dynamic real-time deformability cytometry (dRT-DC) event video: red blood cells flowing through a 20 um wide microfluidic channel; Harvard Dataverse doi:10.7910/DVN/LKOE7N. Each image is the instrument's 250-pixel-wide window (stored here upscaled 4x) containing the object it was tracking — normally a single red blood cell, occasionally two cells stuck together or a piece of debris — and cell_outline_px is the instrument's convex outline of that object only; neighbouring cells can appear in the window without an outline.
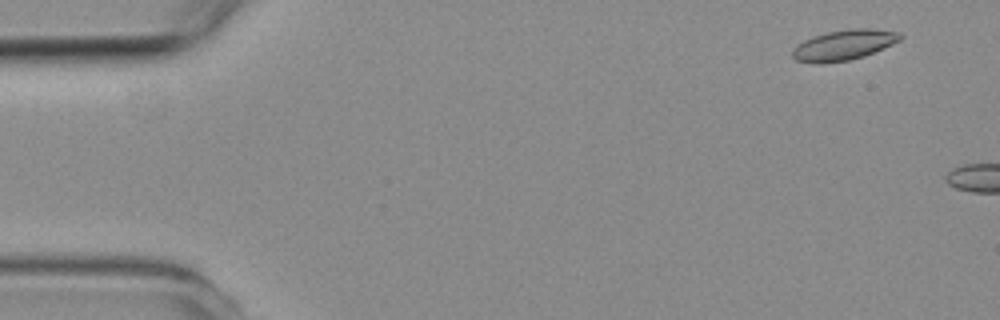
{"species": "common noctule bat (a hibernating species)", "species_latin": "Nyctalus noctula", "temperature_condition": "room temperature", "stored_images_in_passage": 4, "camera_frame_rate_fps": 3000, "um_per_image_px": 0.085, "animal": {"sex": "female", "body_mass_g": 19.3, "forearm_length_mm": 54.1}, "frame": {"image": 1, "passage_image": 2, "time_ms": 1.0, "image_size_px": [1000, 320], "cell_outline_px": [[904, 36], [900, 40], [884, 48], [864, 56], [848, 60], [820, 64], [812, 64], [796, 60], [792, 56], [792, 48], [796, 44], [804, 40], [828, 32], [852, 28], [868, 28], [900, 32]], "centroid_in_image_um": [71.71, 3.83], "position_along_channel_um": 13.3, "area_um2": 19.13}}